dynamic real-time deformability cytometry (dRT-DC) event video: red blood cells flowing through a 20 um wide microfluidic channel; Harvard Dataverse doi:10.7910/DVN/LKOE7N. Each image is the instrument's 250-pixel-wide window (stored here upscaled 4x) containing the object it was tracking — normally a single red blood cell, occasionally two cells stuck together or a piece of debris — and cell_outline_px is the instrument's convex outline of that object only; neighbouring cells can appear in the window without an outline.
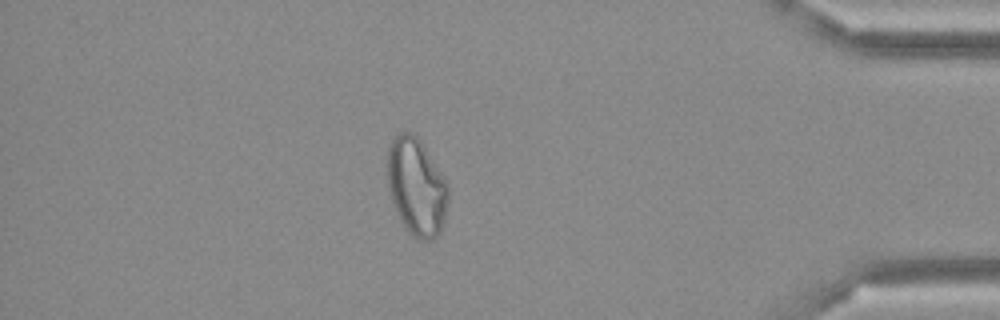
{"species": "Egyptian fruit bat (a non-hibernating species)", "species_latin": "Rousettus aegyptiacus", "temperature_condition": "cold", "stored_images_in_passage": 43, "camera_frame_rate_fps": 3000, "um_per_image_px": 0.085, "frame": {"image": 1, "passage_image": 37, "time_ms": 12.0, "image_size_px": [1000, 320], "cell_outline_px": [[448, 200], [444, 220], [440, 232], [432, 240], [416, 240], [412, 236], [400, 220], [396, 212], [388, 188], [388, 144], [400, 132], [412, 132], [420, 140], [448, 184]], "centroid_in_image_um": [35.4, 15.9], "position_along_channel_um": 399.8, "area_um2": 34.39}}